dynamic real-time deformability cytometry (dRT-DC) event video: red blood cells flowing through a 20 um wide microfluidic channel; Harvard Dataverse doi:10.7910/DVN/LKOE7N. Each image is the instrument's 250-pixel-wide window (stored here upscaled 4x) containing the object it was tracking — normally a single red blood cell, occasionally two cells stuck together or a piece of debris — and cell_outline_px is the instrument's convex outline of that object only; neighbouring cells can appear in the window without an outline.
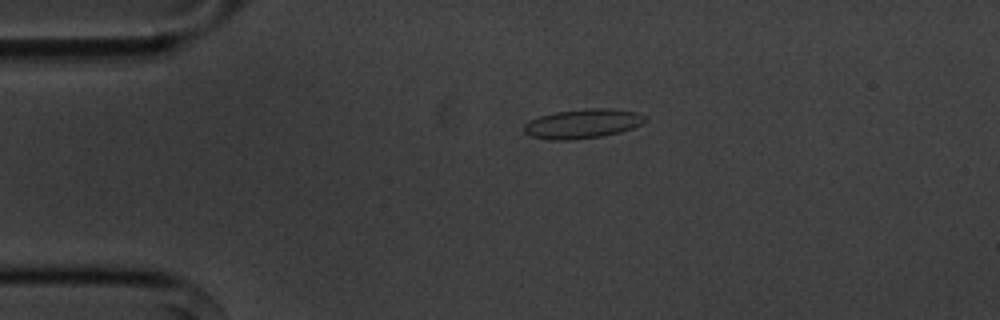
{"species": "common noctule bat (a hibernating species)", "species_latin": "Nyctalus noctula", "temperature_condition": "cold", "stored_images_in_passage": 47, "camera_frame_rate_fps": 3000, "um_per_image_px": 0.085, "animal": {"sex": "male", "body_mass_g": 20.1, "forearm_length_mm": 53.5}, "frame": {"image": 1, "passage_image": 3, "time_ms": 0.667, "image_size_px": [1000, 320], "cell_outline_px": [[648, 120], [632, 128], [620, 132], [604, 136], [568, 140], [552, 140], [528, 136], [524, 132], [524, 124], [528, 120], [540, 116], [556, 112], [584, 108], [608, 108], [636, 112], [648, 116]], "centroid_in_image_um": [49.52, 10.51], "position_along_channel_um": 35.5, "area_um2": 20.92}}
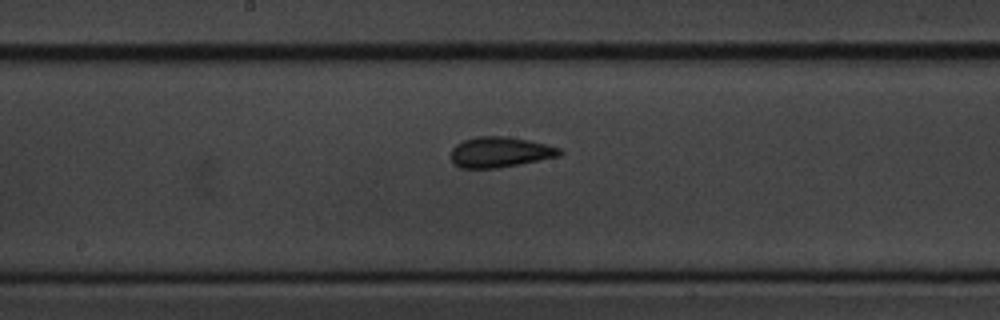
{"frame": {"image": 2, "passage_image": 20, "time_ms": 6.333, "image_size_px": [1000, 320], "cell_outline_px": [[564, 152], [560, 156], [520, 164], [496, 168], [460, 168], [452, 160], [452, 148], [456, 144], [464, 140], [476, 136], [508, 136], [528, 140], [560, 148]], "centroid_in_image_um": [42.52, 12.92], "position_along_channel_um": 205.7, "area_um2": 19.25}}
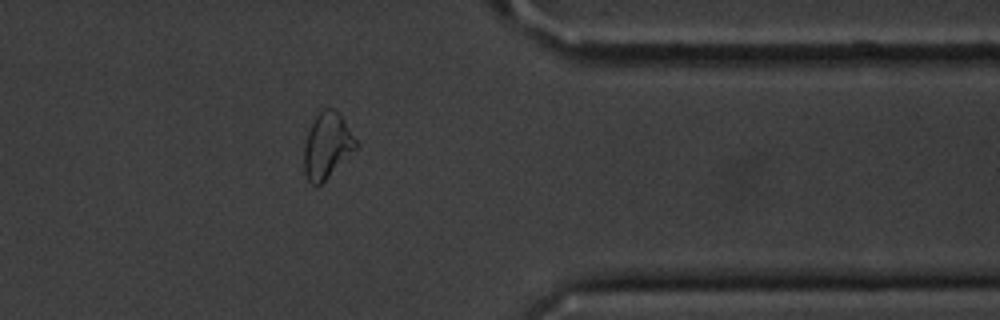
{"frame": {"image": 3, "passage_image": 36, "time_ms": 11.667, "image_size_px": [1000, 320], "cell_outline_px": [[360, 144], [320, 184], [312, 184], [308, 180], [304, 172], [304, 144], [308, 132], [316, 116], [324, 108], [336, 108], [340, 112]], "centroid_in_image_um": [27.82, 12.32], "position_along_channel_um": 383.6, "area_um2": 19.71}, "authors_computed_cell_mechanics": {"area_um2": 19.363, "velocity_mm_per_s": 3.5882, "shape_relaxation_time_tau1_ms": 5.1427, "shape_relaxation_time_tau2_ms": 1.7115, "deformation_change_tau1": 0.1214, "deformation_change_tau2": 0.0927}}